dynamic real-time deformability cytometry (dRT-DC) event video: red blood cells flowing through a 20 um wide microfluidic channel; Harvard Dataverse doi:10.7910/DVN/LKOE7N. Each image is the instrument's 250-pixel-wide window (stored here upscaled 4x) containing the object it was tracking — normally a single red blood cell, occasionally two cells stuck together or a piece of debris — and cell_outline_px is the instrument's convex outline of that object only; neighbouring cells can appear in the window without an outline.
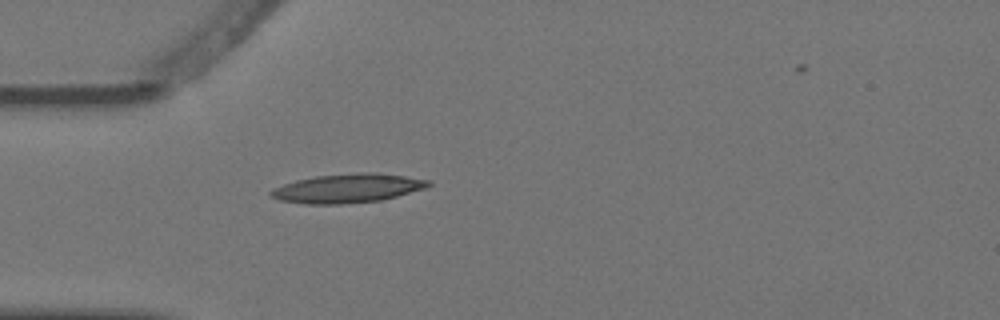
{"species": "Egyptian fruit bat (a non-hibernating species)", "species_latin": "Rousettus aegyptiacus", "temperature_condition": "warm", "stored_images_in_passage": 5, "camera_frame_rate_fps": 3000, "um_per_image_px": 0.085, "animal": {"sex": "female"}, "frame": {"image": 1, "passage_image": 4, "time_ms": 1.0, "image_size_px": [1000, 320], "cell_outline_px": [[432, 184], [424, 188], [396, 196], [380, 200], [340, 204], [304, 204], [280, 200], [272, 196], [268, 192], [272, 188], [296, 180], [316, 176], [360, 172], [376, 172], [432, 180]], "centroid_in_image_um": [29.54, 16.0], "position_along_channel_um": 55.5, "area_um2": 26.47}}